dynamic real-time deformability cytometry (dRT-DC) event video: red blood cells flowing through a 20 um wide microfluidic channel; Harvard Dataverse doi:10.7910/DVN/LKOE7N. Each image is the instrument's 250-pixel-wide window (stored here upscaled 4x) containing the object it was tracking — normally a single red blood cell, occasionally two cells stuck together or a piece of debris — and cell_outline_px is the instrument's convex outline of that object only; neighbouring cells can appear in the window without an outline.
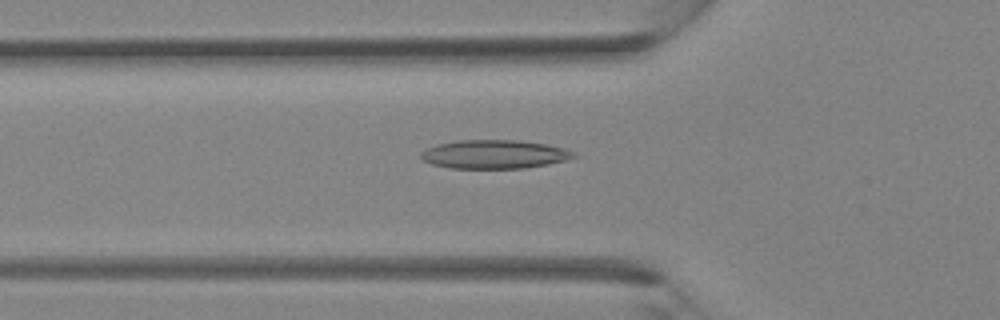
{"species": "Egyptian fruit bat (a non-hibernating species)", "species_latin": "Rousettus aegyptiacus", "temperature_condition": "room temperature", "stored_images_in_passage": 38, "segment_of_instrument_passage": [1, 2], "camera_frame_rate_fps": 3000, "um_per_image_px": 0.085, "animal": {"sex": "female"}, "frame": {"image": 1, "passage_image": 13, "time_ms": 4.0, "image_size_px": [1000, 320], "cell_outline_px": [[580, 156], [548, 164], [524, 168], [448, 168], [432, 164], [424, 160], [420, 156], [420, 152], [436, 144], [460, 140], [520, 140], [544, 144], [564, 148]], "centroid_in_image_um": [42.0, 13.11], "position_along_channel_um": 83.8, "area_um2": 25.43}}
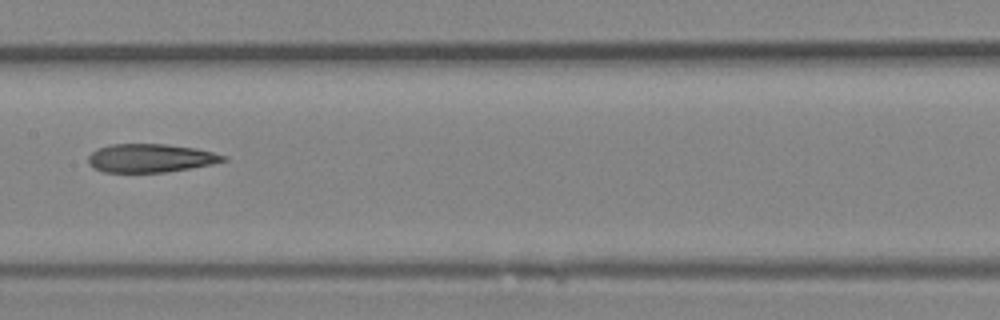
{"frame": {"image": 2, "passage_image": 19, "time_ms": 6.0, "image_size_px": [1000, 320], "cell_outline_px": [[228, 160], [212, 164], [192, 168], [164, 172], [104, 172], [92, 168], [88, 164], [88, 156], [96, 148], [112, 144], [164, 144], [196, 148], [228, 156]], "centroid_in_image_um": [12.78, 13.44], "position_along_channel_um": 194.6, "area_um2": 22.54}}
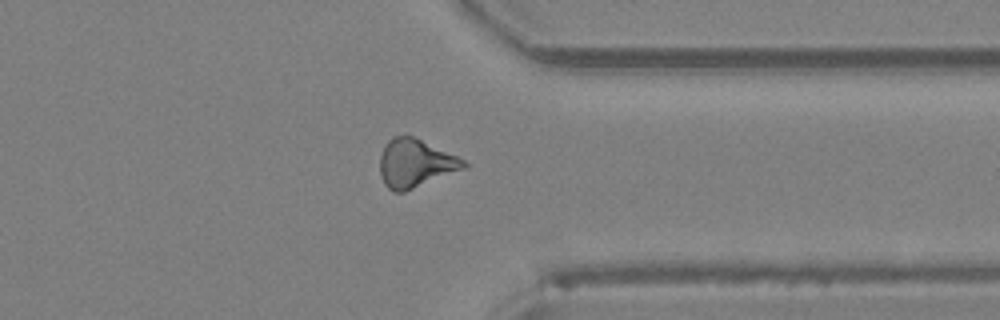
{"frame": {"image": 3, "passage_image": 29, "time_ms": 9.333, "image_size_px": [1000, 320], "cell_outline_px": [[468, 168], [404, 192], [392, 192], [384, 184], [380, 176], [380, 156], [388, 140], [392, 136], [412, 136], [456, 156], [464, 160], [468, 164]], "centroid_in_image_um": [35.3, 13.91], "position_along_channel_um": 376.1, "area_um2": 23.52}}